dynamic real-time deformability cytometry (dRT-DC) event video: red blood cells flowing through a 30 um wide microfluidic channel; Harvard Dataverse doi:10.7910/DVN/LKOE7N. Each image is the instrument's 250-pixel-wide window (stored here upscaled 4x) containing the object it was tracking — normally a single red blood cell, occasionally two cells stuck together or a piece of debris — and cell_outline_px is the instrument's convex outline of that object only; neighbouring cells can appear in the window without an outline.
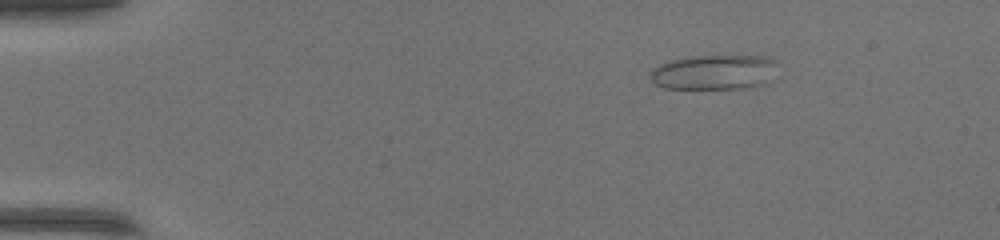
{"species": "common noctule bat (a hibernating species)", "species_latin": "Nyctalus noctula", "temperature_condition": "warm", "stored_images_in_passage": 44, "camera_frame_rate_fps": 3000, "um_per_image_px": 0.085, "animal": {"sex": "female", "body_mass_g": 17.0, "forearm_length_mm": 48.0}, "frame": {"image": 1, "passage_image": 2, "time_ms": 0.333, "image_size_px": [1000, 240], "cell_outline_px": [[776, 60], [768, 84], [744, 88], [664, 88], [656, 84], [652, 80], [652, 72], [660, 64], [684, 56], [764, 56]], "centroid_in_image_um": [60.72, 6.13], "position_along_channel_um": 24.3, "area_um2": 25.55}}
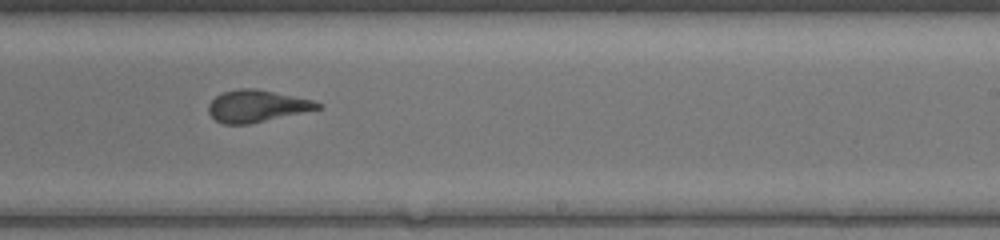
{"frame": {"image": 2, "passage_image": 26, "time_ms": 8.333, "image_size_px": [1000, 240], "cell_outline_px": [[324, 104], [320, 108], [248, 124], [224, 124], [216, 120], [208, 112], [208, 104], [216, 96], [224, 92], [236, 88], [256, 88], [312, 100]], "centroid_in_image_um": [21.79, 9.0], "position_along_channel_um": 267.2, "area_um2": 20.06}}
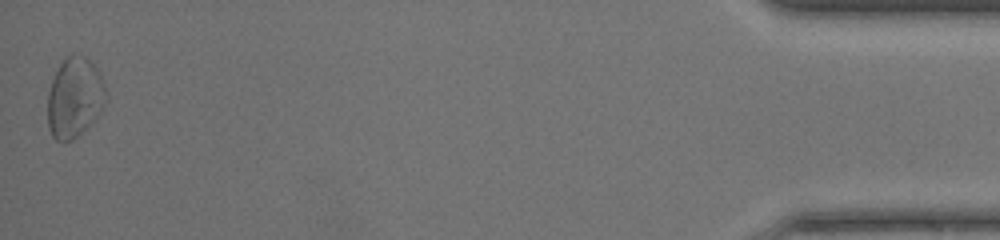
{"frame": {"image": 3, "passage_image": 44, "time_ms": 14.333, "image_size_px": [1000, 240], "cell_outline_px": [[104, 100], [96, 116], [72, 140], [56, 140], [52, 136], [48, 128], [48, 92], [52, 80], [60, 64], [68, 56], [84, 56], [92, 60], [104, 84]], "centroid_in_image_um": [6.29, 8.28], "position_along_channel_um": 428.9, "area_um2": 26.24}, "authors_computed_cell_mechanics": {"area_um2": 21.097, "velocity_mm_per_s": 4.2024, "shape_relaxation_time_tau1_ms": null, "shape_relaxation_time_tau2_ms": 0.7149, "deformation_change_tau1": null, "deformation_change_tau2": 0.0628}}